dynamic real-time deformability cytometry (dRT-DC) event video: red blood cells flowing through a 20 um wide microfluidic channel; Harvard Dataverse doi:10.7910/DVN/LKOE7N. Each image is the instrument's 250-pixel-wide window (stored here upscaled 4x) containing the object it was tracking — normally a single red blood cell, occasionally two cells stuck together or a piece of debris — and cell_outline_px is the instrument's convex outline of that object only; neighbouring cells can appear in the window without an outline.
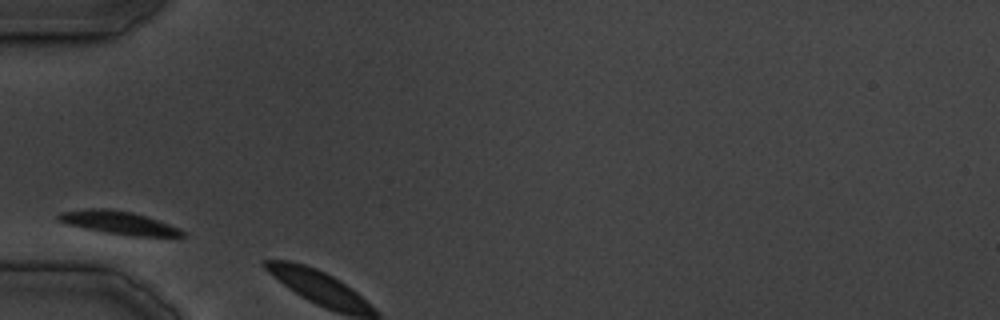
{"species": "common noctule bat (a hibernating species)", "species_latin": "Nyctalus noctula", "temperature_condition": "cold", "stored_images_in_passage": 2, "camera_frame_rate_fps": 3000, "um_per_image_px": 0.085, "animal": {"sex": "male", "body_mass_g": 19.5, "forearm_length_mm": 54.6}, "frame": {"image": 1, "passage_image": 1, "time_ms": 0.0, "image_size_px": [1000, 320], "cell_outline_px": [[188, 236], [136, 236], [104, 232], [84, 228], [68, 224], [56, 220], [56, 216], [60, 212], [84, 208], [108, 208], [132, 212], [148, 216], [168, 224], [184, 232]], "centroid_in_image_um": [10.03, 18.91], "position_along_channel_um": 75.0, "area_um2": 16.65}}